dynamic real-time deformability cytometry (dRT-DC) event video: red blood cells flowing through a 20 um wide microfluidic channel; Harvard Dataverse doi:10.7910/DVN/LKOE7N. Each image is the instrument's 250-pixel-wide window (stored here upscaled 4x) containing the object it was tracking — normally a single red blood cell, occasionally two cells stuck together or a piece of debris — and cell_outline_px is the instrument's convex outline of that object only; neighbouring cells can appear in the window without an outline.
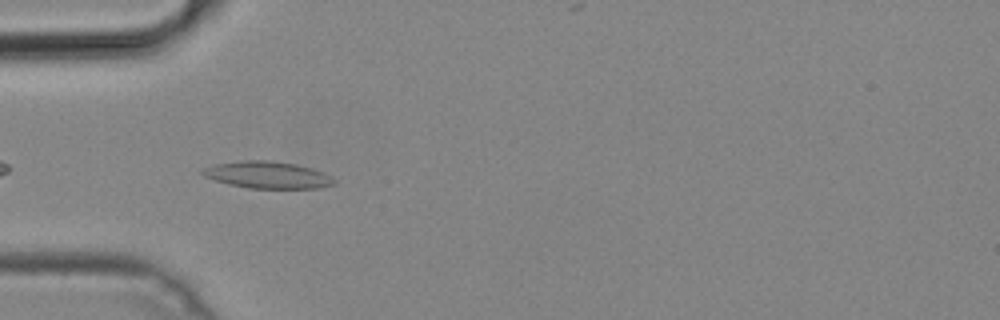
{"species": "common noctule bat (a hibernating species)", "species_latin": "Nyctalus noctula", "temperature_condition": "cold", "stored_images_in_passage": 9, "camera_frame_rate_fps": 3000, "um_per_image_px": 0.085, "animal": {"sex": "male", "body_mass_g": 19.2, "forearm_length_mm": 51.8}, "frame": {"image": 1, "passage_image": 3, "time_ms": 0.667, "image_size_px": [1000, 320], "cell_outline_px": [[336, 184], [316, 188], [248, 188], [228, 184], [204, 176], [200, 172], [204, 168], [212, 164], [244, 160], [272, 160], [296, 164], [312, 168], [324, 172], [332, 176], [336, 180]], "centroid_in_image_um": [22.76, 14.86], "position_along_channel_um": 62.2, "area_um2": 20.81}}
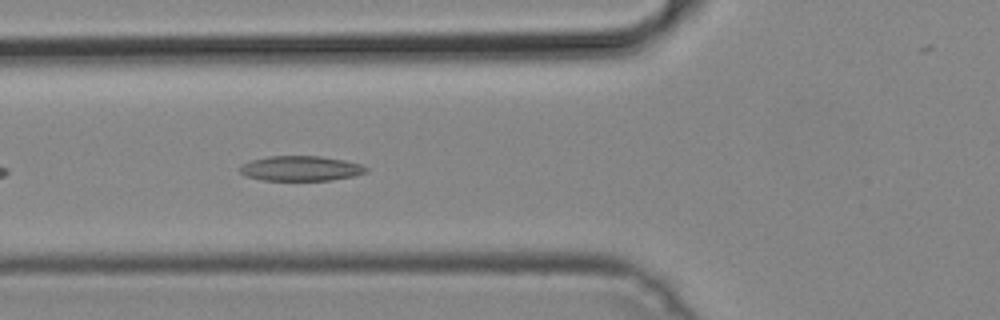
{"frame": {"image": 2, "passage_image": 6, "time_ms": 1.667, "image_size_px": [1000, 320], "cell_outline_px": [[368, 172], [352, 176], [332, 180], [260, 180], [244, 176], [240, 172], [240, 164], [252, 160], [268, 156], [320, 156], [344, 160], [360, 164], [368, 168]], "centroid_in_image_um": [25.53, 14.32], "position_along_channel_um": 100.3, "area_um2": 18.44}}